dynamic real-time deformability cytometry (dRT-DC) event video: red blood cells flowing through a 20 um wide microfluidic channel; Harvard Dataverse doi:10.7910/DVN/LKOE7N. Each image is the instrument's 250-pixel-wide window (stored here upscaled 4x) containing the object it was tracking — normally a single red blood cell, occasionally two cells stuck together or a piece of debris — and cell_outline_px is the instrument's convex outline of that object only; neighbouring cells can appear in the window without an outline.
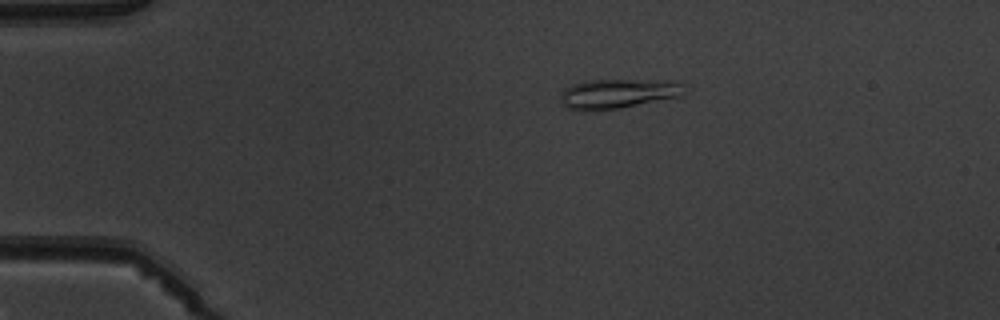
{"species": "common noctule bat (a hibernating species)", "species_latin": "Nyctalus noctula", "temperature_condition": "warm", "stored_images_in_passage": 6, "camera_frame_rate_fps": 3000, "um_per_image_px": 0.085, "animal": {"sex": "male", "body_mass_g": 19.5, "forearm_length_mm": 54.6}, "frame": {"image": 1, "passage_image": 3, "time_ms": 3.333, "image_size_px": [1000, 320], "cell_outline_px": [[680, 96], [620, 108], [568, 108], [560, 100], [560, 96], [564, 88], [572, 84], [584, 80], [628, 80], [680, 84]], "centroid_in_image_um": [52.37, 7.95], "position_along_channel_um": 32.6, "area_um2": 19.83}}
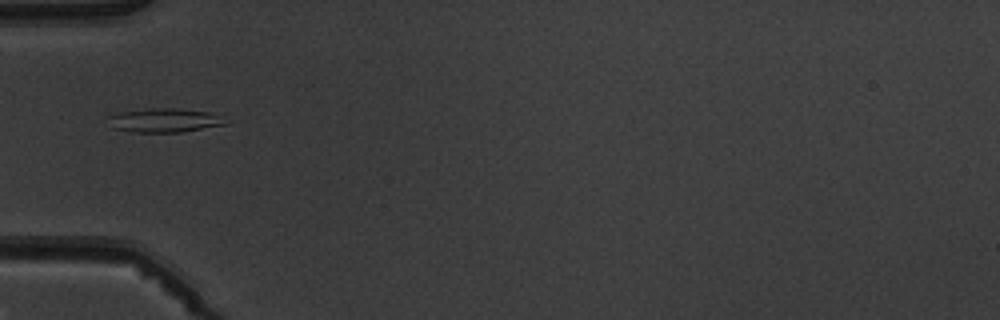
{"frame": {"image": 2, "passage_image": 5, "time_ms": 5.667, "image_size_px": [1000, 320], "cell_outline_px": [[228, 124], [180, 132], [132, 132], [112, 128], [108, 116], [120, 112], [148, 108], [176, 108], [208, 112], [216, 116]], "centroid_in_image_um": [13.9, 10.23], "position_along_channel_um": 71.1, "area_um2": 16.07}}
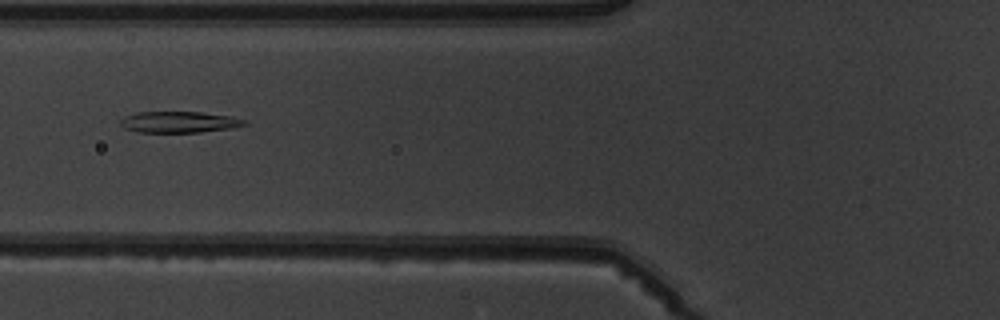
{"frame": {"image": 3, "passage_image": 6, "time_ms": 6.667, "image_size_px": [1000, 320], "cell_outline_px": [[248, 124], [228, 128], [200, 132], [140, 132], [124, 128], [120, 124], [120, 120], [124, 116], [136, 112], [200, 112], [232, 116], [244, 120]], "centroid_in_image_um": [15.18, 10.36], "position_along_channel_um": 110.6, "area_um2": 15.2}}